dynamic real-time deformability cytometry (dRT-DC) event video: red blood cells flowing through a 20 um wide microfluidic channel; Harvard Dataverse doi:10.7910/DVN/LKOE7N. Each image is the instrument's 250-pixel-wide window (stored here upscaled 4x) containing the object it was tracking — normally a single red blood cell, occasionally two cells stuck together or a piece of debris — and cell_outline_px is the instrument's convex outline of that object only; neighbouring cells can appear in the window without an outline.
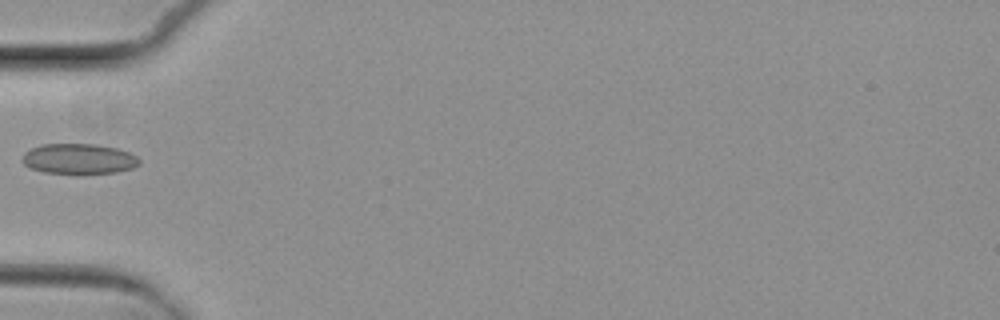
{"species": "common noctule bat (a hibernating species)", "species_latin": "Nyctalus noctula", "temperature_condition": "cold", "stored_images_in_passage": 6, "camera_frame_rate_fps": 3000, "um_per_image_px": 0.085, "animal": {"sex": "female", "body_mass_g": 29.2, "forearm_length_mm": 56.3}, "frame": {"image": 1, "passage_image": 6, "time_ms": 6.0, "image_size_px": [1000, 320], "cell_outline_px": [[140, 164], [132, 168], [116, 172], [44, 172], [28, 168], [20, 160], [24, 152], [40, 144], [96, 144], [116, 148], [128, 152], [136, 156], [140, 160]], "centroid_in_image_um": [6.66, 13.48], "position_along_channel_um": 78.3, "area_um2": 20.4}}